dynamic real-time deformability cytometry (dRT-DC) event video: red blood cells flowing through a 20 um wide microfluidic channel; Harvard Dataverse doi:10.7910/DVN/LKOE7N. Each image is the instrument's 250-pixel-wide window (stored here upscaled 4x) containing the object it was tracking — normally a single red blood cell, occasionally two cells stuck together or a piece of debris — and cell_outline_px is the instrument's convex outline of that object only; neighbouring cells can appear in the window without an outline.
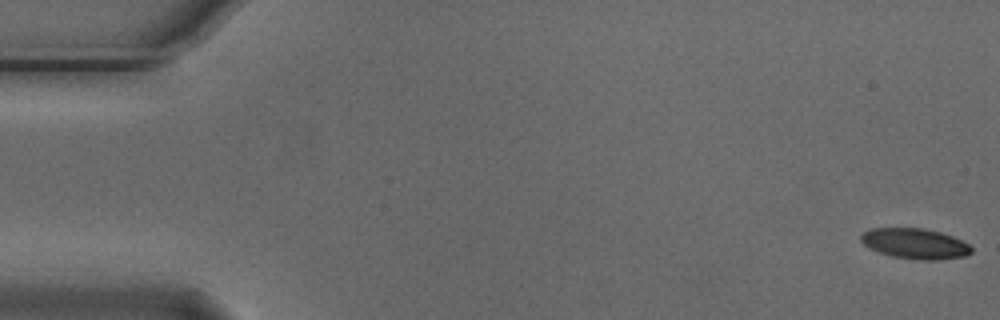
{"species": "Egyptian fruit bat (a non-hibernating species)", "species_latin": "Rousettus aegyptiacus", "temperature_condition": "cold", "stored_images_in_passage": 6, "camera_frame_rate_fps": 3000, "um_per_image_px": 0.085, "animal": {"sex": "male"}, "frame": {"image": 1, "passage_image": 1, "time_ms": 0.0, "image_size_px": [1000, 320], "cell_outline_px": [[972, 252], [964, 256], [936, 260], [920, 260], [892, 256], [868, 248], [860, 240], [860, 236], [864, 232], [872, 228], [924, 228], [940, 232], [952, 236], [968, 244], [972, 248]], "centroid_in_image_um": [77.76, 20.7], "position_along_channel_um": 7.2, "area_um2": 19.48}}
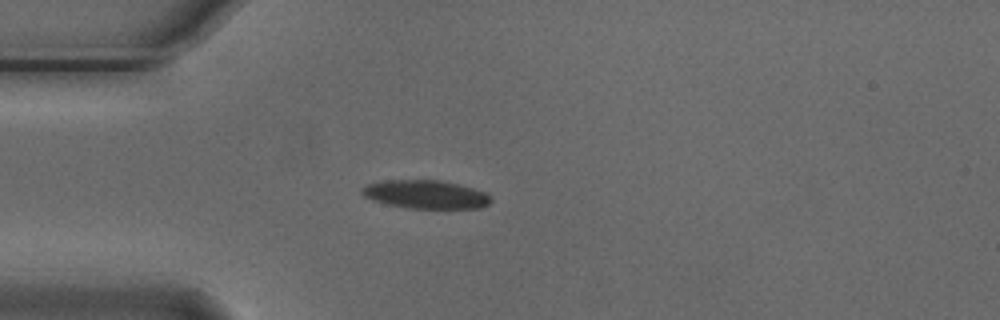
{"frame": {"image": 2, "passage_image": 5, "time_ms": 1.333, "image_size_px": [1000, 320], "cell_outline_px": [[492, 200], [488, 204], [480, 208], [408, 208], [388, 204], [372, 200], [364, 196], [360, 192], [360, 188], [368, 184], [384, 180], [440, 180], [460, 184], [484, 192], [492, 196]], "centroid_in_image_um": [36.18, 16.52], "position_along_channel_um": 48.8, "area_um2": 21.39}}